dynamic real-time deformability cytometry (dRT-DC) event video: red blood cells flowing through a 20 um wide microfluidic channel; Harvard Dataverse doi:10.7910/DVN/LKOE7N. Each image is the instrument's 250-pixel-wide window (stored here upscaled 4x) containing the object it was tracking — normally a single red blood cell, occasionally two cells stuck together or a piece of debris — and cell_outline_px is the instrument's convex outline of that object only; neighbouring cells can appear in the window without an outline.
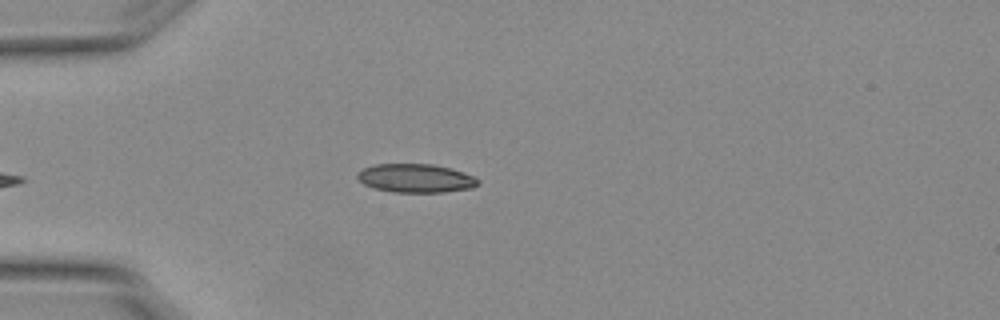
{"species": "Egyptian fruit bat (a non-hibernating species)", "species_latin": "Rousettus aegyptiacus", "temperature_condition": "warm", "stored_images_in_passage": 3, "camera_frame_rate_fps": 3000, "um_per_image_px": 0.085, "animal": {"sex": "female"}, "frame": {"image": 1, "passage_image": 3, "time_ms": 0.667, "image_size_px": [1000, 320], "cell_outline_px": [[480, 184], [472, 188], [444, 192], [392, 192], [376, 188], [364, 184], [356, 176], [356, 172], [364, 168], [376, 164], [432, 164], [452, 168], [476, 176], [480, 180]], "centroid_in_image_um": [35.39, 15.14], "position_along_channel_um": 49.6, "area_um2": 20.29}}